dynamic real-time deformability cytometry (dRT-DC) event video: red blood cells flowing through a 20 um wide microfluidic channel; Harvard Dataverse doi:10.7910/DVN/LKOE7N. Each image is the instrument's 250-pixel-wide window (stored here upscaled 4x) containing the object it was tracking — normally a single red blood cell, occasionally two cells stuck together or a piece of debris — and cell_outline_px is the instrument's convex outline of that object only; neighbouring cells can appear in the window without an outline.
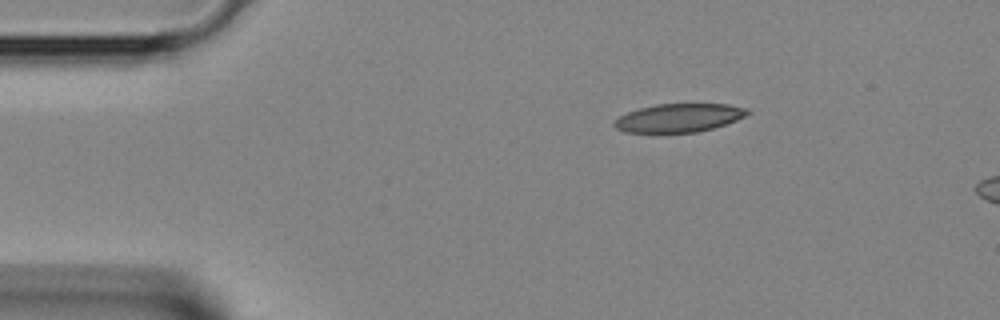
{"species": "Egyptian fruit bat (a non-hibernating species)", "species_latin": "Rousettus aegyptiacus", "temperature_condition": "room temperature", "stored_images_in_passage": 3, "camera_frame_rate_fps": 3000, "um_per_image_px": 0.085, "animal": {"sex": "female"}, "frame": {"image": 1, "passage_image": 1, "time_ms": 0.0, "image_size_px": [1000, 320], "cell_outline_px": [[752, 112], [736, 120], [712, 128], [696, 132], [656, 136], [624, 132], [616, 128], [612, 124], [620, 116], [628, 112], [640, 108], [656, 104], [728, 104], [748, 108]], "centroid_in_image_um": [57.64, 10.07], "position_along_channel_um": 27.4, "area_um2": 22.89}}